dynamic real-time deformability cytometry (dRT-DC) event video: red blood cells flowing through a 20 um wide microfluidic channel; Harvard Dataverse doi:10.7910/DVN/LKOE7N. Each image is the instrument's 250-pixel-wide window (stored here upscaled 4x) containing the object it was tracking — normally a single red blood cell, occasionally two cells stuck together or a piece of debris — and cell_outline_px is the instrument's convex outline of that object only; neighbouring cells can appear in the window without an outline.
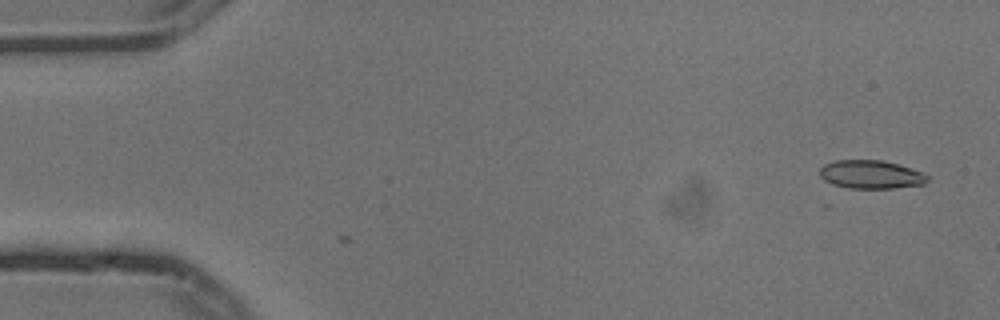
{"species": "common noctule bat (a hibernating species)", "species_latin": "Nyctalus noctula", "temperature_condition": "cold", "stored_images_in_passage": 2, "camera_frame_rate_fps": 3000, "um_per_image_px": 0.085, "animal": {"sex": "male", "body_mass_g": 13.3}, "frame": {"image": 1, "passage_image": 2, "time_ms": 0.333, "image_size_px": [1000, 320], "cell_outline_px": [[928, 180], [924, 184], [892, 188], [848, 188], [832, 184], [824, 180], [820, 176], [820, 168], [824, 164], [836, 160], [880, 160], [896, 164], [924, 172], [928, 176]], "centroid_in_image_um": [74.01, 14.83], "position_along_channel_um": 11.0, "area_um2": 17.74}}